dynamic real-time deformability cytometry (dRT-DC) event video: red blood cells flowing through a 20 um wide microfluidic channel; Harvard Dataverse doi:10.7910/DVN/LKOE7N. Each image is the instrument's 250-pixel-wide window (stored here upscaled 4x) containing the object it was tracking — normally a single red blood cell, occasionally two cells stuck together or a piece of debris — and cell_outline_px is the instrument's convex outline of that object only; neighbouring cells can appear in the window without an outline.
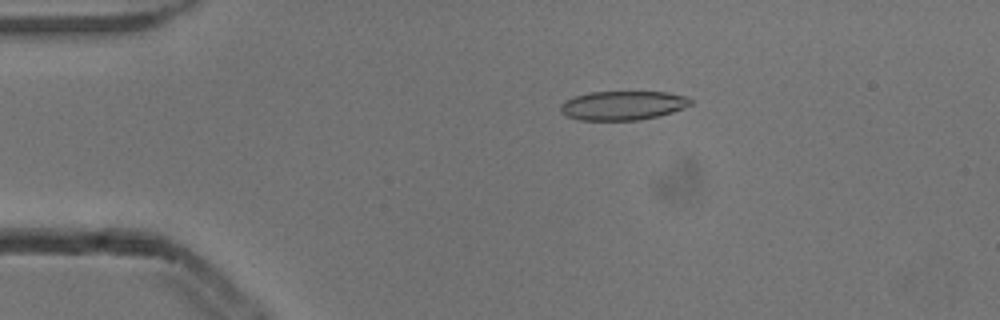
{"species": "common noctule bat (a hibernating species)", "species_latin": "Nyctalus noctula", "temperature_condition": "cold", "stored_images_in_passage": 5, "camera_frame_rate_fps": 3000, "um_per_image_px": 0.085, "animal": {"sex": "male", "body_mass_g": 13.3}, "frame": {"image": 1, "passage_image": 3, "time_ms": 0.667, "image_size_px": [1000, 320], "cell_outline_px": [[692, 104], [684, 108], [660, 116], [640, 120], [580, 120], [568, 116], [560, 112], [560, 104], [564, 100], [572, 96], [588, 92], [668, 92], [688, 96], [692, 100]], "centroid_in_image_um": [52.94, 8.96], "position_along_channel_um": 32.1, "area_um2": 22.37}}
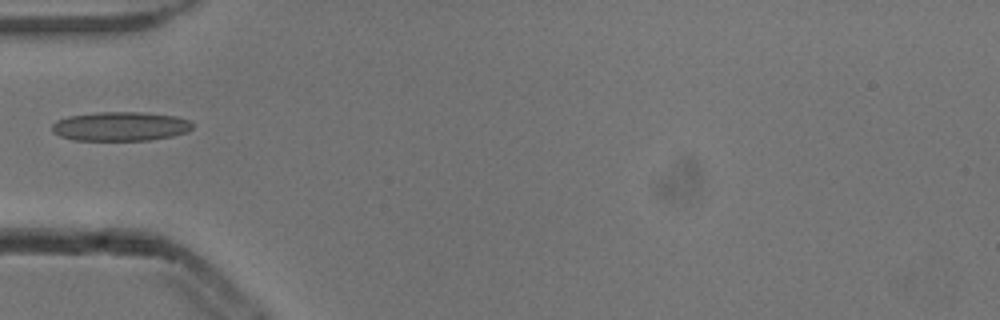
{"frame": {"image": 2, "passage_image": 5, "time_ms": 1.333, "image_size_px": [1000, 320], "cell_outline_px": [[192, 128], [188, 132], [172, 136], [148, 140], [72, 140], [60, 136], [52, 132], [52, 124], [56, 120], [68, 116], [96, 112], [144, 112], [176, 116], [188, 120], [192, 124]], "centroid_in_image_um": [10.21, 10.73], "position_along_channel_um": 74.8, "area_um2": 23.99}}